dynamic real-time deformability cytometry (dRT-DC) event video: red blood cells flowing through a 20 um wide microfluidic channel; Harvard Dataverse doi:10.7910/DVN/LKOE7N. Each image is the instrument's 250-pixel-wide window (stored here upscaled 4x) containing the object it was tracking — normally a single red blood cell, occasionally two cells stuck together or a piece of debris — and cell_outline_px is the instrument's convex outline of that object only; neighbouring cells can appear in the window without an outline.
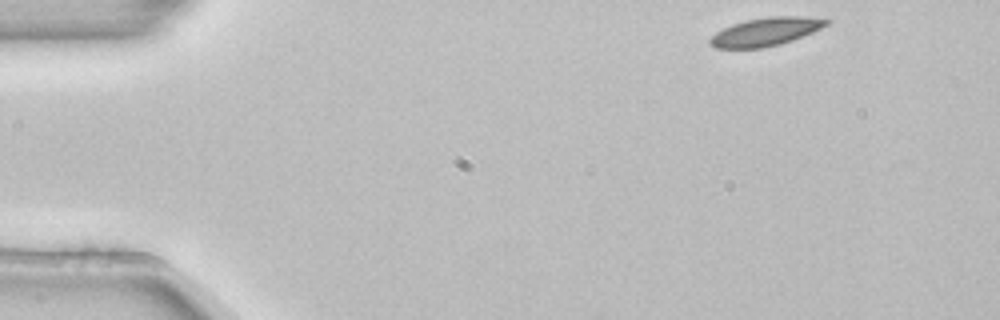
{"species": "common noctule bat (a hibernating species)", "species_latin": "Nyctalus noctula", "temperature_condition": "room temperature", "stored_images_in_passage": 4, "camera_frame_rate_fps": 3000, "um_per_image_px": 0.085, "animal": {"sex": "female", "body_mass_g": 22.7, "forearm_length_mm": 54.2}, "frame": {"image": 1, "passage_image": 1, "time_ms": 0.0, "image_size_px": [1000, 320], "cell_outline_px": [[832, 20], [828, 24], [812, 32], [792, 40], [780, 44], [760, 48], [716, 48], [708, 44], [708, 40], [716, 32], [732, 24], [748, 20], [768, 16], [800, 16]], "centroid_in_image_um": [65.06, 2.7], "position_along_channel_um": 19.9, "area_um2": 18.96}}